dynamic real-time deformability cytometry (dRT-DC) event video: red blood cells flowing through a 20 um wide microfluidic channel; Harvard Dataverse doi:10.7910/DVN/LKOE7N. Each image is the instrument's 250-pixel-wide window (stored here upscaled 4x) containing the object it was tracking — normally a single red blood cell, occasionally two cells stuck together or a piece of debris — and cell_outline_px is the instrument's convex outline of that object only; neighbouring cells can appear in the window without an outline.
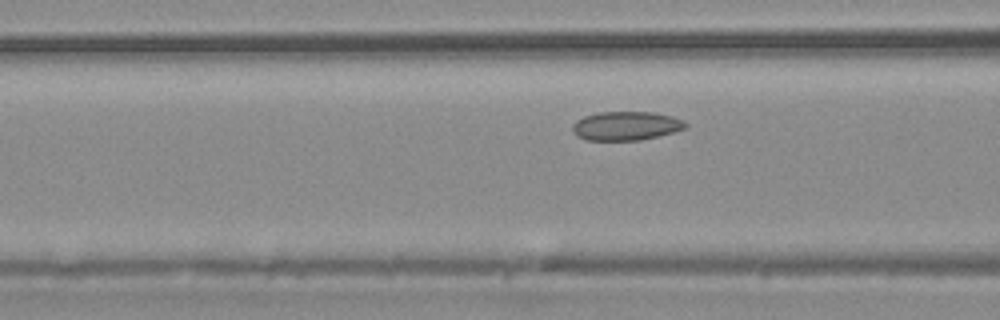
{"species": "common noctule bat (a hibernating species)", "species_latin": "Nyctalus noctula", "temperature_condition": "warm", "stored_images_in_passage": 5, "camera_frame_rate_fps": 3000, "um_per_image_px": 0.085, "animal": {"sex": "male", "body_mass_g": 20.4}, "frame": {"image": 1, "passage_image": 5, "time_ms": 5.667, "image_size_px": [1000, 320], "cell_outline_px": [[688, 128], [640, 140], [584, 140], [576, 136], [572, 128], [572, 124], [576, 120], [584, 116], [600, 112], [652, 112], [672, 116], [684, 120], [688, 124]], "centroid_in_image_um": [53.21, 10.7], "position_along_channel_um": 113.4, "area_um2": 19.07}}